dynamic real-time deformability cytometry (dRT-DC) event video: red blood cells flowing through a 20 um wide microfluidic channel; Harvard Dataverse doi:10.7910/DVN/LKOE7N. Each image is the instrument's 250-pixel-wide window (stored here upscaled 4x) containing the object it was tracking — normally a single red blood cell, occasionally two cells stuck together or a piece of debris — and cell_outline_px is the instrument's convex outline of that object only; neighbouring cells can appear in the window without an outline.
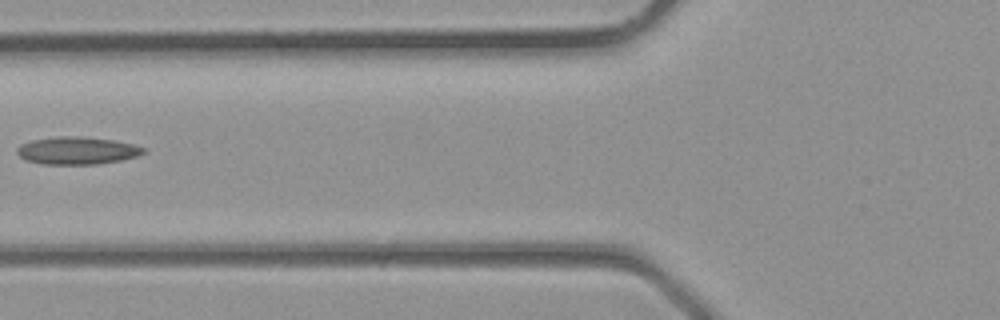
{"species": "common noctule bat (a hibernating species)", "species_latin": "Nyctalus noctula", "temperature_condition": "room temperature", "stored_images_in_passage": 2, "camera_frame_rate_fps": 3000, "um_per_image_px": 0.085, "animal": {"sex": "male", "body_mass_g": 23.1, "forearm_length_mm": 52.7}, "frame": {"image": 1, "passage_image": 2, "time_ms": 0.333, "image_size_px": [1000, 320], "cell_outline_px": [[144, 152], [136, 156], [120, 160], [100, 164], [40, 164], [24, 160], [16, 152], [16, 148], [20, 144], [32, 140], [56, 136], [80, 136], [116, 140], [132, 144], [144, 148]], "centroid_in_image_um": [6.5, 12.79], "position_along_channel_um": 119.3, "area_um2": 20.4}}